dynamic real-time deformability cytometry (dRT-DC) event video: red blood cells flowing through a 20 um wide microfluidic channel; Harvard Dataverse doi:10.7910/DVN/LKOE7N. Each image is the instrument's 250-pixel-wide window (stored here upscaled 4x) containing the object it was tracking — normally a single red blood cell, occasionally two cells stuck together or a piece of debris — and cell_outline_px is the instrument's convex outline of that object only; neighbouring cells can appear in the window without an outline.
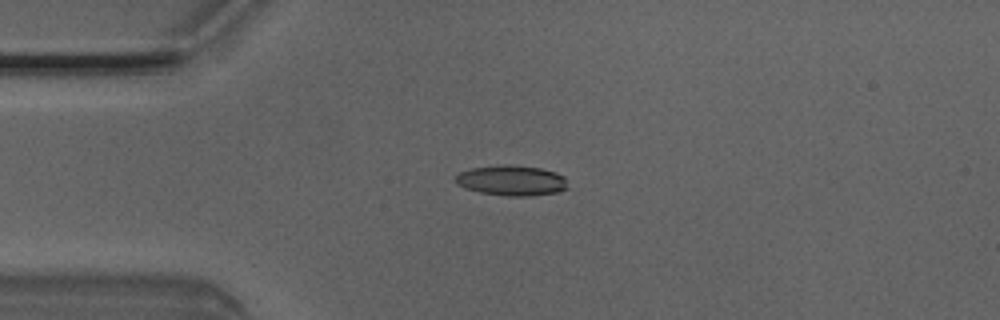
{"species": "Egyptian fruit bat (a non-hibernating species)", "species_latin": "Rousettus aegyptiacus", "temperature_condition": "room temperature", "stored_images_in_passage": 6, "camera_frame_rate_fps": 3000, "um_per_image_px": 0.085, "animal": {"sex": "male"}, "frame": {"image": 1, "passage_image": 3, "time_ms": 0.667, "image_size_px": [1000, 320], "cell_outline_px": [[568, 188], [556, 192], [532, 196], [504, 196], [480, 192], [464, 188], [456, 184], [456, 176], [460, 172], [472, 168], [504, 164], [512, 164], [540, 168], [556, 172], [564, 176]], "centroid_in_image_um": [43.49, 15.34], "position_along_channel_um": 41.5, "area_um2": 19.94}}